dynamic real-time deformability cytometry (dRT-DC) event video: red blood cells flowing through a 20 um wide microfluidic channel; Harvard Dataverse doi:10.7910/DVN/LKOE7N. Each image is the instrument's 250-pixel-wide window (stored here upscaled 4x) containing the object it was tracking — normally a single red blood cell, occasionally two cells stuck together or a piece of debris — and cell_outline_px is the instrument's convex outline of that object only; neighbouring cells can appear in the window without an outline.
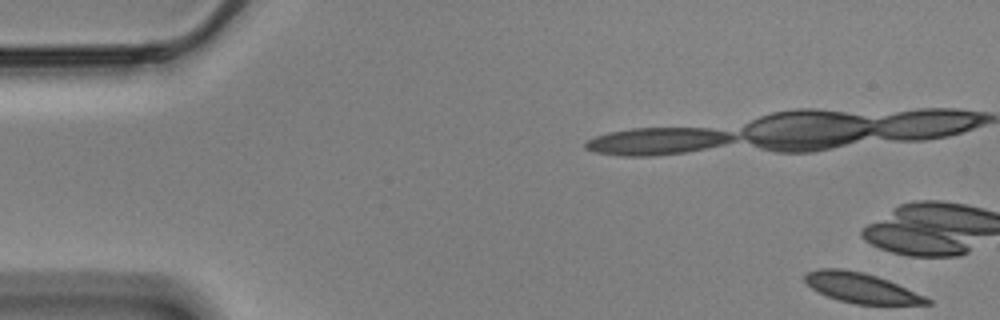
{"species": "Egyptian fruit bat (a non-hibernating species)", "species_latin": "Rousettus aegyptiacus", "temperature_condition": "cold", "stored_images_in_passage": 10, "camera_frame_rate_fps": 3000, "um_per_image_px": 0.085, "animal": {"sex": "male"}, "frame": {"image": 1, "passage_image": 1, "time_ms": 0.0, "image_size_px": [1000, 320], "cell_outline_px": [[932, 304], [856, 304], [840, 300], [828, 296], [812, 288], [804, 280], [804, 276], [808, 272], [820, 268], [840, 268], [864, 272], [888, 280], [924, 296], [932, 300]], "centroid_in_image_um": [73.2, 24.46], "position_along_channel_um": 11.8, "area_um2": 20.98}}